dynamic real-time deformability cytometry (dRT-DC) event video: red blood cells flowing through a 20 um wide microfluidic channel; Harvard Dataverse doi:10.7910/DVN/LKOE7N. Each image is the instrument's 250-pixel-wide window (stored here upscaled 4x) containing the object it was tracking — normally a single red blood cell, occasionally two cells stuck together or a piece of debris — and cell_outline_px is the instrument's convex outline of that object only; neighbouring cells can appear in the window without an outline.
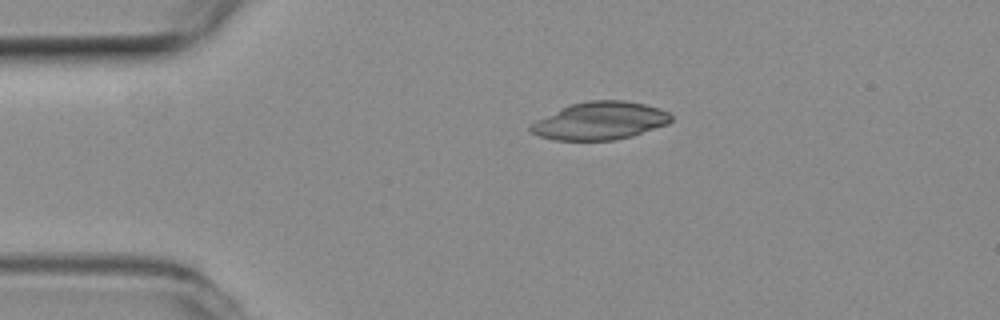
{"species": "common noctule bat (a hibernating species)", "species_latin": "Nyctalus noctula", "temperature_condition": "room temperature", "stored_images_in_passage": 3, "camera_frame_rate_fps": 3000, "um_per_image_px": 0.085, "animal": {"sex": "female", "body_mass_g": 19.3, "forearm_length_mm": 54.1}, "frame": {"image": 1, "passage_image": 1, "time_ms": 0.0, "image_size_px": [1000, 320], "cell_outline_px": [[672, 120], [668, 124], [632, 136], [616, 140], [556, 140], [540, 136], [532, 132], [528, 128], [528, 124], [536, 120], [572, 104], [588, 100], [624, 100], [644, 104], [660, 108], [668, 112], [672, 116]], "centroid_in_image_um": [51.02, 10.27], "position_along_channel_um": 34.0, "area_um2": 30.81}}